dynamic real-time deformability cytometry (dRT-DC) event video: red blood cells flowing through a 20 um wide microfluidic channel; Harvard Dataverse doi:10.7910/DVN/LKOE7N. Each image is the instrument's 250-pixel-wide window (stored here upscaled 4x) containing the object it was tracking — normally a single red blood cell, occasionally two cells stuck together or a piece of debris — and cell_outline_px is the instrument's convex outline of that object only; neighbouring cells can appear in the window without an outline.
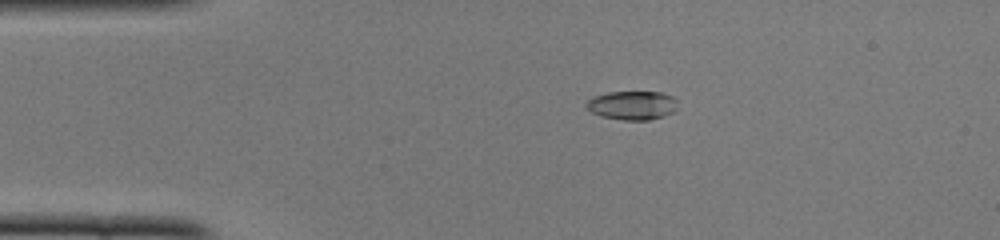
{"species": "common noctule bat (a hibernating species)", "species_latin": "Nyctalus noctula", "temperature_condition": "cold", "stored_images_in_passage": 49, "camera_frame_rate_fps": 3000, "um_per_image_px": 0.085, "animal": {"sex": "female", "body_mass_g": 22.0, "forearm_length_mm": 56.7}, "frame": {"image": 1, "passage_image": 9, "time_ms": 2.667, "image_size_px": [1000, 240], "cell_outline_px": [[676, 112], [664, 116], [648, 120], [624, 120], [600, 116], [584, 108], [584, 104], [592, 96], [608, 92], [660, 92], [672, 96], [676, 100]], "centroid_in_image_um": [53.71, 8.95], "position_along_channel_um": 31.3, "area_um2": 15.55}}
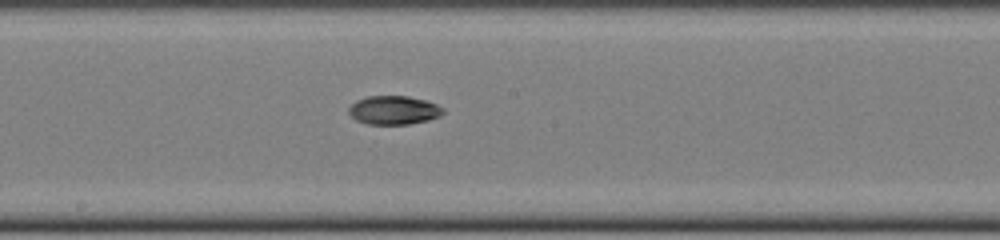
{"frame": {"image": 2, "passage_image": 26, "time_ms": 8.333, "image_size_px": [1000, 240], "cell_outline_px": [[444, 112], [440, 116], [428, 120], [408, 124], [368, 124], [356, 120], [348, 112], [348, 108], [356, 100], [368, 96], [408, 96], [424, 100], [436, 104], [444, 108]], "centroid_in_image_um": [33.47, 9.36], "position_along_channel_um": 214.7, "area_um2": 15.72}}
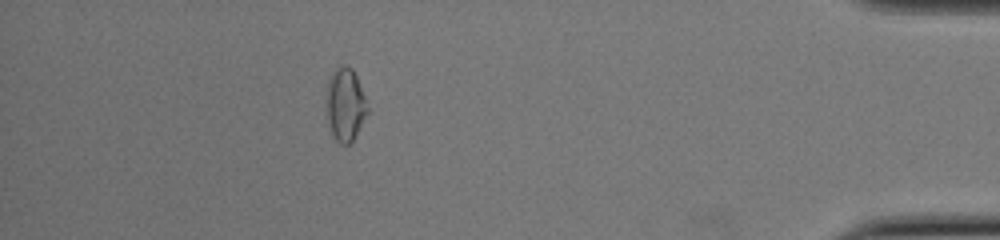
{"frame": {"image": 3, "passage_image": 44, "time_ms": 14.333, "image_size_px": [1000, 240], "cell_outline_px": [[368, 112], [352, 140], [348, 144], [340, 144], [328, 132], [324, 104], [324, 100], [328, 80], [332, 72], [340, 64], [344, 64], [352, 68], [356, 76], [364, 96], [368, 108]], "centroid_in_image_um": [29.27, 8.89], "position_along_channel_um": 405.9, "area_um2": 17.98}, "authors_computed_cell_mechanics": {"area_um2": 16.1262, "velocity_mm_per_s": 4.0052, "shape_relaxation_time_tau1_ms": null, "shape_relaxation_time_tau2_ms": 6.3459, "deformation_change_tau1": null, "deformation_change_tau2": 0.0963}}